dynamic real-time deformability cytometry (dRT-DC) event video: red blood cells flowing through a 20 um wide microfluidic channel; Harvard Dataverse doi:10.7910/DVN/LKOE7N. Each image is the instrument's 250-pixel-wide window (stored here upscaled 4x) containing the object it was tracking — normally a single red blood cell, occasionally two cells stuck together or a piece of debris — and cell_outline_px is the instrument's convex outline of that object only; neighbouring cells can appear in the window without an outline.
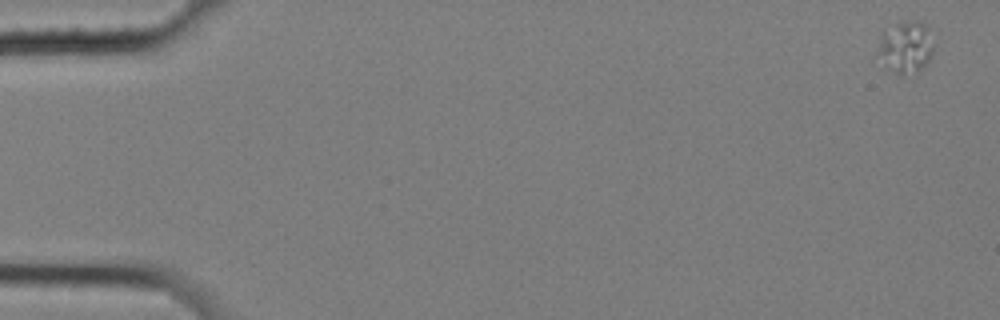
{"species": "common noctule bat (a hibernating species)", "species_latin": "Nyctalus noctula", "temperature_condition": "cold", "stored_images_in_passage": 6, "camera_frame_rate_fps": 3000, "um_per_image_px": 0.085, "animal": {"sex": "female", "body_mass_g": 25.1}, "frame": {"image": 1, "passage_image": 1, "time_ms": 0.0, "image_size_px": [1000, 320], "cell_outline_px": [[932, 52], [928, 60], [916, 72], [900, 76], [888, 68], [880, 60], [880, 32], [896, 24], [912, 20], [916, 20], [924, 24], [928, 28], [932, 48]], "centroid_in_image_um": [76.97, 4.0], "position_along_channel_um": 8.0, "area_um2": 16.36}}
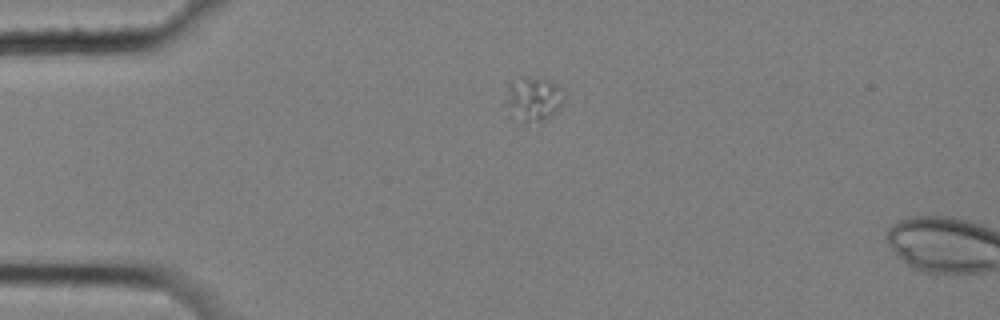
{"frame": {"image": 2, "passage_image": 5, "time_ms": 1.333, "image_size_px": [1000, 320], "cell_outline_px": [[560, 108], [556, 112], [540, 120], [524, 124], [508, 116], [504, 104], [508, 84], [528, 76], [552, 80], [556, 84], [560, 100]], "centroid_in_image_um": [45.19, 8.45], "position_along_channel_um": 39.8, "area_um2": 14.91}}